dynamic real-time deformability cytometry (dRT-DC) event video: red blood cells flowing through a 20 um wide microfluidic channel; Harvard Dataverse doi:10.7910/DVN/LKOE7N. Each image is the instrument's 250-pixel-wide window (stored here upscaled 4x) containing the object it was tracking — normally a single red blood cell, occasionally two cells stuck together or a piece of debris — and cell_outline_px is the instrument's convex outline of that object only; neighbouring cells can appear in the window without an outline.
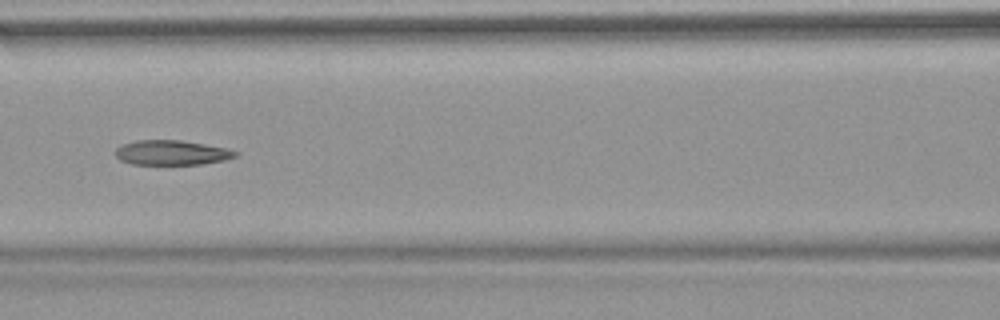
{"species": "common noctule bat (a hibernating species)", "species_latin": "Nyctalus noctula", "temperature_condition": "warm", "stored_images_in_passage": 52, "camera_frame_rate_fps": 3000, "um_per_image_px": 0.085, "animal": {"sex": "female", "body_mass_g": 18.4}, "frame": {"image": 1, "passage_image": 23, "time_ms": 7.333, "image_size_px": [1000, 320], "cell_outline_px": [[236, 156], [224, 160], [200, 164], [132, 164], [120, 160], [116, 156], [116, 148], [124, 144], [136, 140], [180, 140], [204, 144], [224, 148], [236, 152]], "centroid_in_image_um": [14.54, 12.97], "position_along_channel_um": 152.1, "area_um2": 16.99}, "authors_computed_cell_mechanics": {"area_um2": 19.0451, "velocity_mm_per_s": 3.8206, "shape_relaxation_time_tau1_ms": null, "shape_relaxation_time_tau2_ms": 3.9064, "deformation_change_tau1": null, "deformation_change_tau2": 0.1359}}